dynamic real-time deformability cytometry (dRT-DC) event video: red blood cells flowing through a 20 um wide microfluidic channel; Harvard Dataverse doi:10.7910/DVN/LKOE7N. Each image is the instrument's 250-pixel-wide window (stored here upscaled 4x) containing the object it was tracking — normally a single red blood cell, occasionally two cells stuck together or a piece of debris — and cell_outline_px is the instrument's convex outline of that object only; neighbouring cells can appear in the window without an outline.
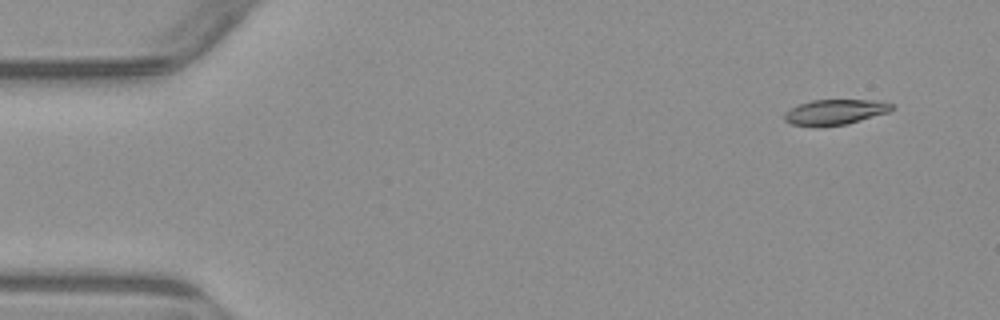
{"species": "common noctule bat (a hibernating species)", "species_latin": "Nyctalus noctula", "temperature_condition": "warm", "stored_images_in_passage": 3, "camera_frame_rate_fps": 3000, "um_per_image_px": 0.085, "animal": {"sex": "male", "body_mass_g": 23.1, "forearm_length_mm": 52.7}, "frame": {"image": 1, "passage_image": 1, "time_ms": 0.0, "image_size_px": [1000, 320], "cell_outline_px": [[892, 108], [888, 112], [848, 124], [792, 124], [784, 120], [784, 112], [800, 104], [812, 100], [872, 100], [892, 104]], "centroid_in_image_um": [70.99, 9.49], "position_along_channel_um": 14.0, "area_um2": 15.09}}